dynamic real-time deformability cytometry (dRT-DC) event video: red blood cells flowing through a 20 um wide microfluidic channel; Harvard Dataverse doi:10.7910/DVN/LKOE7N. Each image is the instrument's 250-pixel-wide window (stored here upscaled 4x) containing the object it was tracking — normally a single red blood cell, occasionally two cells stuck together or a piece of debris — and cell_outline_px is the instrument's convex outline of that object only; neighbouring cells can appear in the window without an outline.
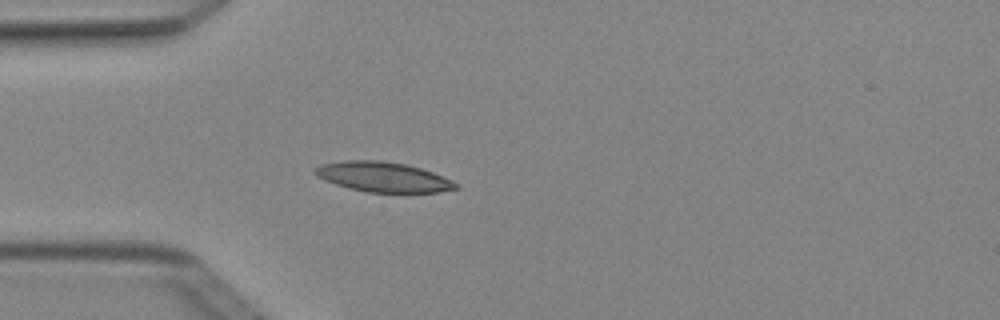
{"species": "Egyptian fruit bat (a non-hibernating species)", "species_latin": "Rousettus aegyptiacus", "temperature_condition": "cold", "stored_images_in_passage": 4, "camera_frame_rate_fps": 3000, "um_per_image_px": 0.085, "animal": {"sex": "female"}, "frame": {"image": 1, "passage_image": 4, "time_ms": 1.0, "image_size_px": [1000, 320], "cell_outline_px": [[460, 188], [440, 192], [368, 192], [348, 188], [324, 180], [316, 176], [312, 172], [312, 168], [320, 164], [344, 160], [380, 160], [404, 164], [420, 168], [432, 172], [452, 180], [460, 184]], "centroid_in_image_um": [32.53, 15.04], "position_along_channel_um": 52.5, "area_um2": 24.74}}